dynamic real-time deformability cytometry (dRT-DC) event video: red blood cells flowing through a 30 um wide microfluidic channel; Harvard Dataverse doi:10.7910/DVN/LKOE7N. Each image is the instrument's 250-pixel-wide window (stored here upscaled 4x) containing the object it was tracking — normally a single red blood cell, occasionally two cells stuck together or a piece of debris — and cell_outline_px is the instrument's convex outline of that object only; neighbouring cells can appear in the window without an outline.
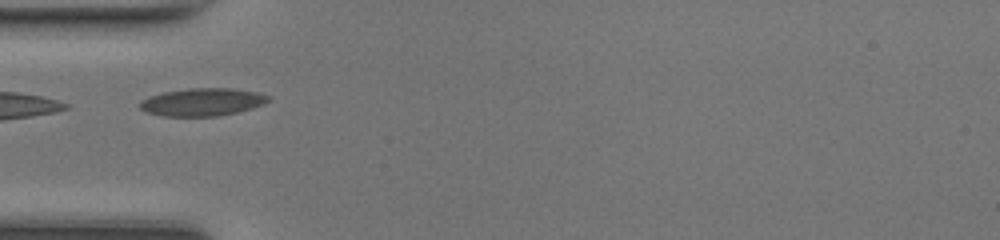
{"species": "common noctule bat (a hibernating species)", "species_latin": "Nyctalus noctula", "temperature_condition": "room temperature", "stored_images_in_passage": 32, "camera_frame_rate_fps": 3000, "um_per_image_px": 0.085, "animal": {"sex": "female", "body_mass_g": 17.0, "forearm_length_mm": 48.0}, "frame": {"image": 1, "passage_image": 1, "time_ms": 0.0, "image_size_px": [1000, 240], "cell_outline_px": [[272, 100], [264, 104], [252, 108], [236, 112], [216, 116], [164, 116], [148, 112], [140, 108], [140, 100], [148, 96], [164, 92], [188, 88], [232, 88], [256, 92], [272, 96]], "centroid_in_image_um": [17.23, 8.66], "position_along_channel_um": 67.8, "area_um2": 20.81}}
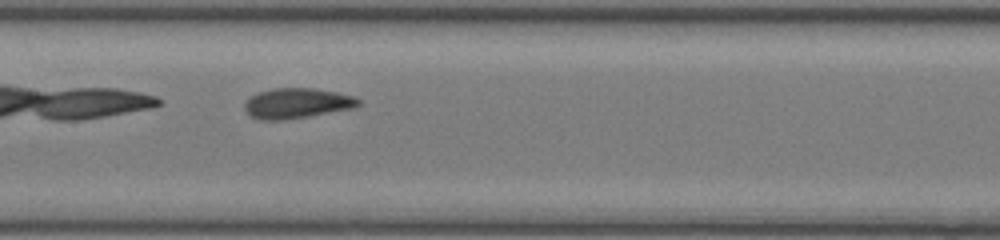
{"frame": {"image": 2, "passage_image": 9, "time_ms": 2.667, "image_size_px": [1000, 240], "cell_outline_px": [[360, 104], [356, 108], [284, 120], [260, 120], [248, 116], [244, 108], [244, 104], [252, 96], [260, 92], [272, 88], [312, 88], [336, 92], [352, 96], [360, 100]], "centroid_in_image_um": [25.23, 8.79], "position_along_channel_um": 182.2, "area_um2": 20.06}}
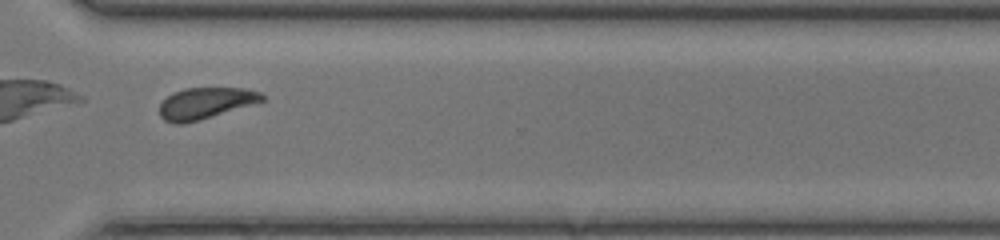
{"frame": {"image": 3, "passage_image": 21, "time_ms": 6.667, "image_size_px": [1000, 240], "cell_outline_px": [[268, 96], [264, 100], [200, 120], [184, 124], [176, 124], [164, 120], [160, 116], [160, 104], [172, 92], [184, 88], [244, 88], [260, 92]], "centroid_in_image_um": [17.46, 8.76], "position_along_channel_um": 353.1, "area_um2": 18.67}, "authors_computed_cell_mechanics": {"area_um2": 19.1318, "velocity_mm_per_s": 4.276, "shape_relaxation_time_tau1_ms": 2.1061, "shape_relaxation_time_tau2_ms": 1.1729, "deformation_change_tau1": 0.0655, "deformation_change_tau2": 0.0493}}